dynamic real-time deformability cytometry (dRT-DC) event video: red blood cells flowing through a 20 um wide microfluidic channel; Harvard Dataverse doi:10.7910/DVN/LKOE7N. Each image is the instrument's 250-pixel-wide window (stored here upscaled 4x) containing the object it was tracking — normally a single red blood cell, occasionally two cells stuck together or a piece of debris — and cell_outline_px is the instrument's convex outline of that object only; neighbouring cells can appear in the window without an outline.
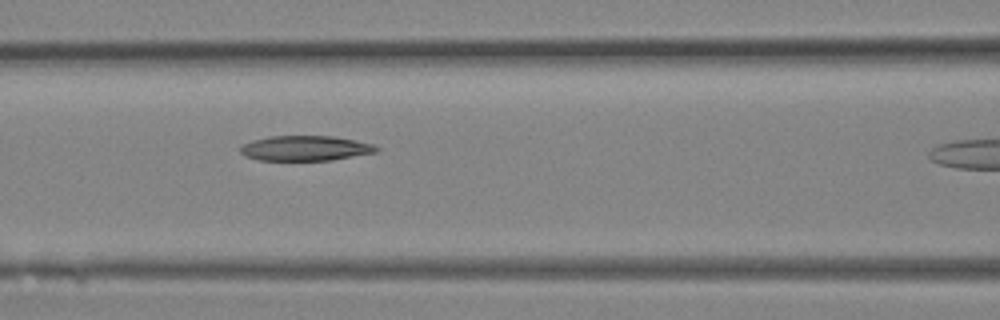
{"species": "Egyptian fruit bat (a non-hibernating species)", "species_latin": "Rousettus aegyptiacus", "temperature_condition": "room temperature", "stored_images_in_passage": 5, "camera_frame_rate_fps": 3000, "um_per_image_px": 0.085, "animal": {"sex": "female"}, "frame": {"image": 1, "passage_image": 4, "time_ms": 1.0, "image_size_px": [1000, 320], "cell_outline_px": [[380, 152], [332, 160], [256, 160], [244, 156], [240, 152], [240, 144], [252, 140], [268, 136], [332, 136], [376, 144], [380, 148]], "centroid_in_image_um": [25.97, 12.6], "position_along_channel_um": 140.6, "area_um2": 20.23}}